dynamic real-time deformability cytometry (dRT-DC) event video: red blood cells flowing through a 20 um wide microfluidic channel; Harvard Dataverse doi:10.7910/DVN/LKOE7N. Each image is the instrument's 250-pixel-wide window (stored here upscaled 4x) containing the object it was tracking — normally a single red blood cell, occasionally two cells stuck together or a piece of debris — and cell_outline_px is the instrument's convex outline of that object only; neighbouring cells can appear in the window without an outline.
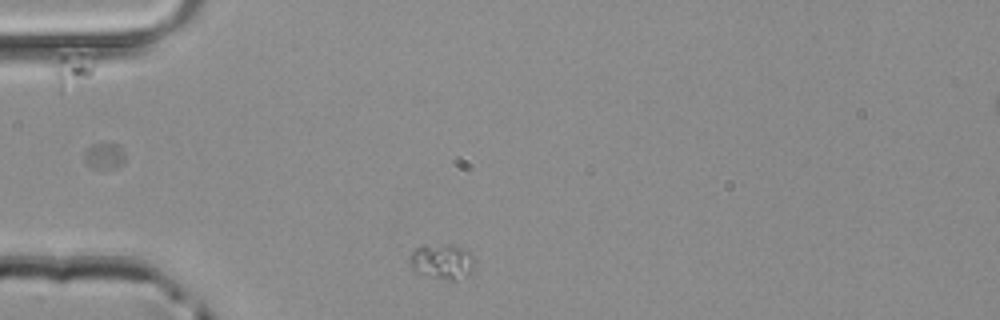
{"species": "common noctule bat (a hibernating species)", "species_latin": "Nyctalus noctula", "temperature_condition": "room temperature", "stored_images_in_passage": 36, "camera_frame_rate_fps": 3000, "um_per_image_px": 0.085, "animal": {"sex": "male", "body_mass_g": 20.4}, "frame": {"image": 1, "passage_image": 1, "time_ms": 0.0, "image_size_px": [1000, 320], "cell_outline_px": [[472, 268], [464, 276], [452, 284], [416, 272], [412, 268], [408, 260], [408, 256], [420, 244], [448, 244], [460, 248], [468, 252], [472, 256]], "centroid_in_image_um": [37.49, 22.25], "position_along_channel_um": 47.5, "area_um2": 13.58}}